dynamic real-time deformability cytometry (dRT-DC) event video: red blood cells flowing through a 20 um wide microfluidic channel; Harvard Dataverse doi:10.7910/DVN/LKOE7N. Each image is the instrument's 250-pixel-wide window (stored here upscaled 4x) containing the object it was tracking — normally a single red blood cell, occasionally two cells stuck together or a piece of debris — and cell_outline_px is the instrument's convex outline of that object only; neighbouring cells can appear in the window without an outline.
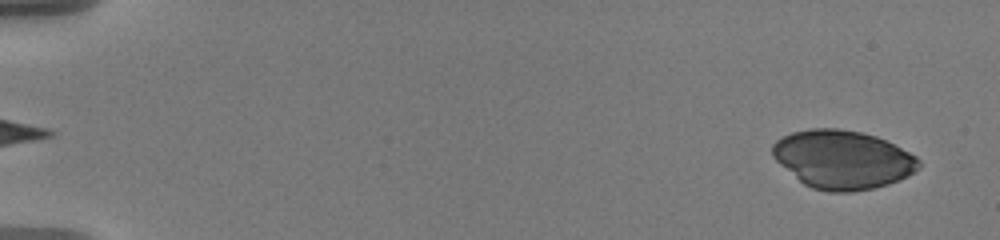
{"species": "human", "species_latin": "Homo sapiens", "temperature_condition": "warm", "stored_images_in_passage": 12, "camera_frame_rate_fps": 3000, "um_per_image_px": 0.085, "donor": {"sex": "male"}, "frame": {"image": 1, "passage_image": 1, "time_ms": 0.0, "image_size_px": [1000, 240], "cell_outline_px": [[920, 168], [908, 176], [888, 184], [872, 188], [852, 192], [828, 192], [812, 188], [804, 184], [780, 164], [772, 156], [772, 144], [776, 140], [792, 132], [812, 128], [836, 128], [860, 132], [876, 136], [916, 156], [920, 160]], "centroid_in_image_um": [71.61, 13.56], "position_along_channel_um": 13.4, "area_um2": 49.71}}
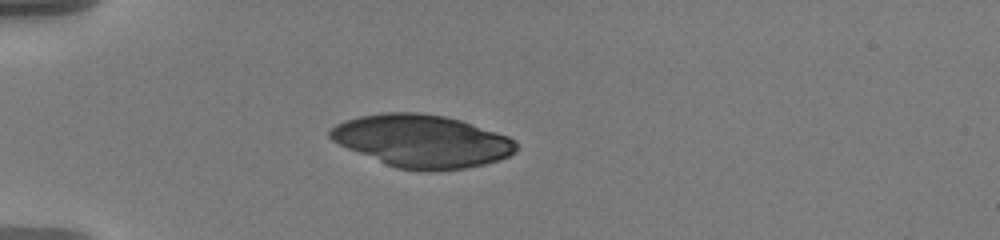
{"frame": {"image": 2, "passage_image": 9, "time_ms": 4.667, "image_size_px": [1000, 240], "cell_outline_px": [[520, 148], [516, 152], [500, 160], [484, 164], [464, 168], [428, 172], [396, 168], [348, 148], [332, 140], [328, 136], [328, 132], [336, 124], [344, 120], [360, 116], [384, 112], [416, 112], [444, 116], [460, 120], [508, 136], [516, 140]], "centroid_in_image_um": [35.9, 11.99], "position_along_channel_um": 49.1, "area_um2": 57.05}}
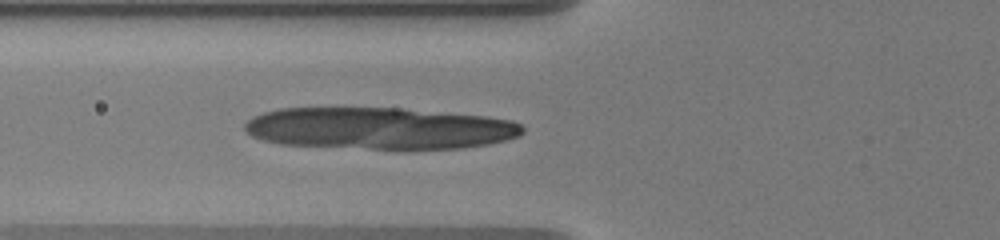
{"frame": {"image": 3, "passage_image": 12, "time_ms": 6.667, "image_size_px": [1000, 240], "cell_outline_px": [[524, 132], [520, 136], [488, 144], [464, 148], [372, 148], [280, 144], [264, 140], [252, 136], [244, 128], [244, 124], [252, 116], [264, 112], [280, 108], [400, 108], [484, 116], [512, 120], [520, 124], [524, 128]], "centroid_in_image_um": [32.26, 10.89], "position_along_channel_um": 93.5, "area_um2": 67.28}}